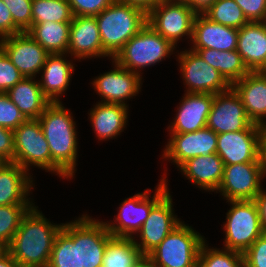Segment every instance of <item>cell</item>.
I'll list each match as a JSON object with an SVG mask.
<instances>
[{
    "label": "cell",
    "mask_w": 266,
    "mask_h": 267,
    "mask_svg": "<svg viewBox=\"0 0 266 267\" xmlns=\"http://www.w3.org/2000/svg\"><path fill=\"white\" fill-rule=\"evenodd\" d=\"M176 47L148 23L112 59L118 65L141 75V69L154 66L173 54Z\"/></svg>",
    "instance_id": "4"
},
{
    "label": "cell",
    "mask_w": 266,
    "mask_h": 267,
    "mask_svg": "<svg viewBox=\"0 0 266 267\" xmlns=\"http://www.w3.org/2000/svg\"><path fill=\"white\" fill-rule=\"evenodd\" d=\"M249 22H262L266 14V0H234Z\"/></svg>",
    "instance_id": "42"
},
{
    "label": "cell",
    "mask_w": 266,
    "mask_h": 267,
    "mask_svg": "<svg viewBox=\"0 0 266 267\" xmlns=\"http://www.w3.org/2000/svg\"><path fill=\"white\" fill-rule=\"evenodd\" d=\"M117 2L138 6L148 12L150 9L158 5L162 0H115Z\"/></svg>",
    "instance_id": "48"
},
{
    "label": "cell",
    "mask_w": 266,
    "mask_h": 267,
    "mask_svg": "<svg viewBox=\"0 0 266 267\" xmlns=\"http://www.w3.org/2000/svg\"><path fill=\"white\" fill-rule=\"evenodd\" d=\"M10 161L0 154V170H2L5 166H7Z\"/></svg>",
    "instance_id": "51"
},
{
    "label": "cell",
    "mask_w": 266,
    "mask_h": 267,
    "mask_svg": "<svg viewBox=\"0 0 266 267\" xmlns=\"http://www.w3.org/2000/svg\"><path fill=\"white\" fill-rule=\"evenodd\" d=\"M224 247L244 253L264 232L261 227L258 207L254 200L228 201Z\"/></svg>",
    "instance_id": "7"
},
{
    "label": "cell",
    "mask_w": 266,
    "mask_h": 267,
    "mask_svg": "<svg viewBox=\"0 0 266 267\" xmlns=\"http://www.w3.org/2000/svg\"><path fill=\"white\" fill-rule=\"evenodd\" d=\"M0 154L10 162L14 160V132L0 126Z\"/></svg>",
    "instance_id": "44"
},
{
    "label": "cell",
    "mask_w": 266,
    "mask_h": 267,
    "mask_svg": "<svg viewBox=\"0 0 266 267\" xmlns=\"http://www.w3.org/2000/svg\"><path fill=\"white\" fill-rule=\"evenodd\" d=\"M25 120L26 118L7 94L0 92V126L14 131Z\"/></svg>",
    "instance_id": "38"
},
{
    "label": "cell",
    "mask_w": 266,
    "mask_h": 267,
    "mask_svg": "<svg viewBox=\"0 0 266 267\" xmlns=\"http://www.w3.org/2000/svg\"><path fill=\"white\" fill-rule=\"evenodd\" d=\"M5 250L3 246L0 245V254Z\"/></svg>",
    "instance_id": "54"
},
{
    "label": "cell",
    "mask_w": 266,
    "mask_h": 267,
    "mask_svg": "<svg viewBox=\"0 0 266 267\" xmlns=\"http://www.w3.org/2000/svg\"><path fill=\"white\" fill-rule=\"evenodd\" d=\"M252 123L241 99L232 88L214 95L207 127L216 134L246 130Z\"/></svg>",
    "instance_id": "16"
},
{
    "label": "cell",
    "mask_w": 266,
    "mask_h": 267,
    "mask_svg": "<svg viewBox=\"0 0 266 267\" xmlns=\"http://www.w3.org/2000/svg\"><path fill=\"white\" fill-rule=\"evenodd\" d=\"M192 50L196 51L210 66L218 70L230 85L250 72L236 49L232 51H218L210 48Z\"/></svg>",
    "instance_id": "30"
},
{
    "label": "cell",
    "mask_w": 266,
    "mask_h": 267,
    "mask_svg": "<svg viewBox=\"0 0 266 267\" xmlns=\"http://www.w3.org/2000/svg\"><path fill=\"white\" fill-rule=\"evenodd\" d=\"M237 52L250 71L266 63V28L263 22H248L238 29Z\"/></svg>",
    "instance_id": "25"
},
{
    "label": "cell",
    "mask_w": 266,
    "mask_h": 267,
    "mask_svg": "<svg viewBox=\"0 0 266 267\" xmlns=\"http://www.w3.org/2000/svg\"><path fill=\"white\" fill-rule=\"evenodd\" d=\"M66 53L49 54L41 69L42 75L39 80L41 90L51 102H61L59 97L65 93L70 85L74 71V64L68 61Z\"/></svg>",
    "instance_id": "23"
},
{
    "label": "cell",
    "mask_w": 266,
    "mask_h": 267,
    "mask_svg": "<svg viewBox=\"0 0 266 267\" xmlns=\"http://www.w3.org/2000/svg\"><path fill=\"white\" fill-rule=\"evenodd\" d=\"M197 267H244L243 253L225 248H208L204 241L199 250Z\"/></svg>",
    "instance_id": "36"
},
{
    "label": "cell",
    "mask_w": 266,
    "mask_h": 267,
    "mask_svg": "<svg viewBox=\"0 0 266 267\" xmlns=\"http://www.w3.org/2000/svg\"><path fill=\"white\" fill-rule=\"evenodd\" d=\"M204 15L212 22L236 29L249 22L234 0H216Z\"/></svg>",
    "instance_id": "35"
},
{
    "label": "cell",
    "mask_w": 266,
    "mask_h": 267,
    "mask_svg": "<svg viewBox=\"0 0 266 267\" xmlns=\"http://www.w3.org/2000/svg\"><path fill=\"white\" fill-rule=\"evenodd\" d=\"M262 22H263V24L265 25V28H266V14H265L264 20Z\"/></svg>",
    "instance_id": "55"
},
{
    "label": "cell",
    "mask_w": 266,
    "mask_h": 267,
    "mask_svg": "<svg viewBox=\"0 0 266 267\" xmlns=\"http://www.w3.org/2000/svg\"><path fill=\"white\" fill-rule=\"evenodd\" d=\"M161 177L152 199L149 198L150 190L146 189L143 193H137L132 197L126 198L121 204L114 222L107 223V230L113 237L135 238L138 235L143 223L149 217L151 209L168 193V181Z\"/></svg>",
    "instance_id": "6"
},
{
    "label": "cell",
    "mask_w": 266,
    "mask_h": 267,
    "mask_svg": "<svg viewBox=\"0 0 266 267\" xmlns=\"http://www.w3.org/2000/svg\"><path fill=\"white\" fill-rule=\"evenodd\" d=\"M163 158L180 167L188 159L217 151V135L207 126L195 132L170 134Z\"/></svg>",
    "instance_id": "15"
},
{
    "label": "cell",
    "mask_w": 266,
    "mask_h": 267,
    "mask_svg": "<svg viewBox=\"0 0 266 267\" xmlns=\"http://www.w3.org/2000/svg\"><path fill=\"white\" fill-rule=\"evenodd\" d=\"M34 204H13L0 206V245L5 249L10 245L23 217Z\"/></svg>",
    "instance_id": "34"
},
{
    "label": "cell",
    "mask_w": 266,
    "mask_h": 267,
    "mask_svg": "<svg viewBox=\"0 0 266 267\" xmlns=\"http://www.w3.org/2000/svg\"><path fill=\"white\" fill-rule=\"evenodd\" d=\"M216 153L224 165L259 162V127L252 123L246 130L217 135Z\"/></svg>",
    "instance_id": "14"
},
{
    "label": "cell",
    "mask_w": 266,
    "mask_h": 267,
    "mask_svg": "<svg viewBox=\"0 0 266 267\" xmlns=\"http://www.w3.org/2000/svg\"><path fill=\"white\" fill-rule=\"evenodd\" d=\"M0 267H20L16 260L10 255V253L5 249L0 254Z\"/></svg>",
    "instance_id": "49"
},
{
    "label": "cell",
    "mask_w": 266,
    "mask_h": 267,
    "mask_svg": "<svg viewBox=\"0 0 266 267\" xmlns=\"http://www.w3.org/2000/svg\"><path fill=\"white\" fill-rule=\"evenodd\" d=\"M238 29L212 22L204 14H196L193 21L190 49L232 51L237 48Z\"/></svg>",
    "instance_id": "21"
},
{
    "label": "cell",
    "mask_w": 266,
    "mask_h": 267,
    "mask_svg": "<svg viewBox=\"0 0 266 267\" xmlns=\"http://www.w3.org/2000/svg\"><path fill=\"white\" fill-rule=\"evenodd\" d=\"M179 169L198 188L214 192L222 182L224 163L217 153H212L190 158Z\"/></svg>",
    "instance_id": "24"
},
{
    "label": "cell",
    "mask_w": 266,
    "mask_h": 267,
    "mask_svg": "<svg viewBox=\"0 0 266 267\" xmlns=\"http://www.w3.org/2000/svg\"><path fill=\"white\" fill-rule=\"evenodd\" d=\"M6 94L26 119H38L51 103L43 94L39 80L34 78L24 77Z\"/></svg>",
    "instance_id": "28"
},
{
    "label": "cell",
    "mask_w": 266,
    "mask_h": 267,
    "mask_svg": "<svg viewBox=\"0 0 266 267\" xmlns=\"http://www.w3.org/2000/svg\"><path fill=\"white\" fill-rule=\"evenodd\" d=\"M90 122L99 140L115 138L123 132L128 119V106L98 102L89 113Z\"/></svg>",
    "instance_id": "27"
},
{
    "label": "cell",
    "mask_w": 266,
    "mask_h": 267,
    "mask_svg": "<svg viewBox=\"0 0 266 267\" xmlns=\"http://www.w3.org/2000/svg\"><path fill=\"white\" fill-rule=\"evenodd\" d=\"M216 0H189L186 4L196 13L205 14Z\"/></svg>",
    "instance_id": "47"
},
{
    "label": "cell",
    "mask_w": 266,
    "mask_h": 267,
    "mask_svg": "<svg viewBox=\"0 0 266 267\" xmlns=\"http://www.w3.org/2000/svg\"><path fill=\"white\" fill-rule=\"evenodd\" d=\"M13 132L15 155L12 162L26 171L33 165L51 172L50 148L38 119H26Z\"/></svg>",
    "instance_id": "8"
},
{
    "label": "cell",
    "mask_w": 266,
    "mask_h": 267,
    "mask_svg": "<svg viewBox=\"0 0 266 267\" xmlns=\"http://www.w3.org/2000/svg\"><path fill=\"white\" fill-rule=\"evenodd\" d=\"M244 267H266V233L260 235L243 253Z\"/></svg>",
    "instance_id": "40"
},
{
    "label": "cell",
    "mask_w": 266,
    "mask_h": 267,
    "mask_svg": "<svg viewBox=\"0 0 266 267\" xmlns=\"http://www.w3.org/2000/svg\"><path fill=\"white\" fill-rule=\"evenodd\" d=\"M114 69L97 76L92 85L101 102L128 106L125 100L139 93L142 77L114 62Z\"/></svg>",
    "instance_id": "17"
},
{
    "label": "cell",
    "mask_w": 266,
    "mask_h": 267,
    "mask_svg": "<svg viewBox=\"0 0 266 267\" xmlns=\"http://www.w3.org/2000/svg\"><path fill=\"white\" fill-rule=\"evenodd\" d=\"M170 3H187L189 0H164Z\"/></svg>",
    "instance_id": "52"
},
{
    "label": "cell",
    "mask_w": 266,
    "mask_h": 267,
    "mask_svg": "<svg viewBox=\"0 0 266 267\" xmlns=\"http://www.w3.org/2000/svg\"><path fill=\"white\" fill-rule=\"evenodd\" d=\"M10 10L14 25L27 32L32 26V0H2Z\"/></svg>",
    "instance_id": "37"
},
{
    "label": "cell",
    "mask_w": 266,
    "mask_h": 267,
    "mask_svg": "<svg viewBox=\"0 0 266 267\" xmlns=\"http://www.w3.org/2000/svg\"><path fill=\"white\" fill-rule=\"evenodd\" d=\"M62 224H52L34 205L23 217L6 250L20 267H48Z\"/></svg>",
    "instance_id": "2"
},
{
    "label": "cell",
    "mask_w": 266,
    "mask_h": 267,
    "mask_svg": "<svg viewBox=\"0 0 266 267\" xmlns=\"http://www.w3.org/2000/svg\"><path fill=\"white\" fill-rule=\"evenodd\" d=\"M73 17L68 0H32V24L71 22Z\"/></svg>",
    "instance_id": "33"
},
{
    "label": "cell",
    "mask_w": 266,
    "mask_h": 267,
    "mask_svg": "<svg viewBox=\"0 0 266 267\" xmlns=\"http://www.w3.org/2000/svg\"><path fill=\"white\" fill-rule=\"evenodd\" d=\"M195 16L196 13L186 3H170L162 0L147 12V23L177 46L178 41L184 36L191 41Z\"/></svg>",
    "instance_id": "9"
},
{
    "label": "cell",
    "mask_w": 266,
    "mask_h": 267,
    "mask_svg": "<svg viewBox=\"0 0 266 267\" xmlns=\"http://www.w3.org/2000/svg\"><path fill=\"white\" fill-rule=\"evenodd\" d=\"M204 237L181 222L155 247L148 257L158 267H197Z\"/></svg>",
    "instance_id": "5"
},
{
    "label": "cell",
    "mask_w": 266,
    "mask_h": 267,
    "mask_svg": "<svg viewBox=\"0 0 266 267\" xmlns=\"http://www.w3.org/2000/svg\"><path fill=\"white\" fill-rule=\"evenodd\" d=\"M31 179L28 171L13 162L0 170V206L34 204L28 198L34 186Z\"/></svg>",
    "instance_id": "26"
},
{
    "label": "cell",
    "mask_w": 266,
    "mask_h": 267,
    "mask_svg": "<svg viewBox=\"0 0 266 267\" xmlns=\"http://www.w3.org/2000/svg\"><path fill=\"white\" fill-rule=\"evenodd\" d=\"M254 201L258 207L262 230L266 233V190L262 188Z\"/></svg>",
    "instance_id": "46"
},
{
    "label": "cell",
    "mask_w": 266,
    "mask_h": 267,
    "mask_svg": "<svg viewBox=\"0 0 266 267\" xmlns=\"http://www.w3.org/2000/svg\"><path fill=\"white\" fill-rule=\"evenodd\" d=\"M21 33L14 25L10 10L5 3L0 0V39Z\"/></svg>",
    "instance_id": "43"
},
{
    "label": "cell",
    "mask_w": 266,
    "mask_h": 267,
    "mask_svg": "<svg viewBox=\"0 0 266 267\" xmlns=\"http://www.w3.org/2000/svg\"><path fill=\"white\" fill-rule=\"evenodd\" d=\"M259 72L263 75H266V63L263 65V67L259 70Z\"/></svg>",
    "instance_id": "53"
},
{
    "label": "cell",
    "mask_w": 266,
    "mask_h": 267,
    "mask_svg": "<svg viewBox=\"0 0 266 267\" xmlns=\"http://www.w3.org/2000/svg\"><path fill=\"white\" fill-rule=\"evenodd\" d=\"M112 237L105 222L87 214L79 217V267H101L107 242Z\"/></svg>",
    "instance_id": "18"
},
{
    "label": "cell",
    "mask_w": 266,
    "mask_h": 267,
    "mask_svg": "<svg viewBox=\"0 0 266 267\" xmlns=\"http://www.w3.org/2000/svg\"><path fill=\"white\" fill-rule=\"evenodd\" d=\"M142 256L134 238L112 237L107 242L101 267H134Z\"/></svg>",
    "instance_id": "32"
},
{
    "label": "cell",
    "mask_w": 266,
    "mask_h": 267,
    "mask_svg": "<svg viewBox=\"0 0 266 267\" xmlns=\"http://www.w3.org/2000/svg\"><path fill=\"white\" fill-rule=\"evenodd\" d=\"M48 267H79V217L57 234Z\"/></svg>",
    "instance_id": "29"
},
{
    "label": "cell",
    "mask_w": 266,
    "mask_h": 267,
    "mask_svg": "<svg viewBox=\"0 0 266 267\" xmlns=\"http://www.w3.org/2000/svg\"><path fill=\"white\" fill-rule=\"evenodd\" d=\"M67 54L74 59L108 57L102 47L95 17L74 16L70 24L69 47ZM76 57V58H75Z\"/></svg>",
    "instance_id": "20"
},
{
    "label": "cell",
    "mask_w": 266,
    "mask_h": 267,
    "mask_svg": "<svg viewBox=\"0 0 266 267\" xmlns=\"http://www.w3.org/2000/svg\"><path fill=\"white\" fill-rule=\"evenodd\" d=\"M178 55L183 83L187 86L185 92L217 94L231 88L220 72L205 62L196 51L186 49Z\"/></svg>",
    "instance_id": "10"
},
{
    "label": "cell",
    "mask_w": 266,
    "mask_h": 267,
    "mask_svg": "<svg viewBox=\"0 0 266 267\" xmlns=\"http://www.w3.org/2000/svg\"><path fill=\"white\" fill-rule=\"evenodd\" d=\"M215 94L186 92L176 117L167 128L170 134L195 132L207 126Z\"/></svg>",
    "instance_id": "19"
},
{
    "label": "cell",
    "mask_w": 266,
    "mask_h": 267,
    "mask_svg": "<svg viewBox=\"0 0 266 267\" xmlns=\"http://www.w3.org/2000/svg\"><path fill=\"white\" fill-rule=\"evenodd\" d=\"M71 22H52L32 24L27 31L49 54L66 53L69 47Z\"/></svg>",
    "instance_id": "31"
},
{
    "label": "cell",
    "mask_w": 266,
    "mask_h": 267,
    "mask_svg": "<svg viewBox=\"0 0 266 267\" xmlns=\"http://www.w3.org/2000/svg\"><path fill=\"white\" fill-rule=\"evenodd\" d=\"M51 154V173L73 179L77 161V132L72 113L61 102L50 103L39 116Z\"/></svg>",
    "instance_id": "1"
},
{
    "label": "cell",
    "mask_w": 266,
    "mask_h": 267,
    "mask_svg": "<svg viewBox=\"0 0 266 267\" xmlns=\"http://www.w3.org/2000/svg\"><path fill=\"white\" fill-rule=\"evenodd\" d=\"M104 52L112 60L125 43L147 24V12L135 5L114 1L95 16Z\"/></svg>",
    "instance_id": "3"
},
{
    "label": "cell",
    "mask_w": 266,
    "mask_h": 267,
    "mask_svg": "<svg viewBox=\"0 0 266 267\" xmlns=\"http://www.w3.org/2000/svg\"><path fill=\"white\" fill-rule=\"evenodd\" d=\"M168 192L152 209L139 233L140 241L134 239L143 255H148L182 221L173 212V203Z\"/></svg>",
    "instance_id": "13"
},
{
    "label": "cell",
    "mask_w": 266,
    "mask_h": 267,
    "mask_svg": "<svg viewBox=\"0 0 266 267\" xmlns=\"http://www.w3.org/2000/svg\"><path fill=\"white\" fill-rule=\"evenodd\" d=\"M134 267H158L148 255H143Z\"/></svg>",
    "instance_id": "50"
},
{
    "label": "cell",
    "mask_w": 266,
    "mask_h": 267,
    "mask_svg": "<svg viewBox=\"0 0 266 267\" xmlns=\"http://www.w3.org/2000/svg\"><path fill=\"white\" fill-rule=\"evenodd\" d=\"M0 48L24 77L36 78L49 53L28 32L0 39Z\"/></svg>",
    "instance_id": "12"
},
{
    "label": "cell",
    "mask_w": 266,
    "mask_h": 267,
    "mask_svg": "<svg viewBox=\"0 0 266 267\" xmlns=\"http://www.w3.org/2000/svg\"><path fill=\"white\" fill-rule=\"evenodd\" d=\"M259 127V162L266 173V121Z\"/></svg>",
    "instance_id": "45"
},
{
    "label": "cell",
    "mask_w": 266,
    "mask_h": 267,
    "mask_svg": "<svg viewBox=\"0 0 266 267\" xmlns=\"http://www.w3.org/2000/svg\"><path fill=\"white\" fill-rule=\"evenodd\" d=\"M231 88L241 99L248 118L255 124L266 119V75L259 71H250Z\"/></svg>",
    "instance_id": "22"
},
{
    "label": "cell",
    "mask_w": 266,
    "mask_h": 267,
    "mask_svg": "<svg viewBox=\"0 0 266 267\" xmlns=\"http://www.w3.org/2000/svg\"><path fill=\"white\" fill-rule=\"evenodd\" d=\"M23 78L24 76L0 48V92L6 93Z\"/></svg>",
    "instance_id": "39"
},
{
    "label": "cell",
    "mask_w": 266,
    "mask_h": 267,
    "mask_svg": "<svg viewBox=\"0 0 266 267\" xmlns=\"http://www.w3.org/2000/svg\"><path fill=\"white\" fill-rule=\"evenodd\" d=\"M266 173L260 163L224 165L222 182L216 192L228 201L254 200Z\"/></svg>",
    "instance_id": "11"
},
{
    "label": "cell",
    "mask_w": 266,
    "mask_h": 267,
    "mask_svg": "<svg viewBox=\"0 0 266 267\" xmlns=\"http://www.w3.org/2000/svg\"><path fill=\"white\" fill-rule=\"evenodd\" d=\"M115 0H68L73 16L95 17Z\"/></svg>",
    "instance_id": "41"
}]
</instances>
